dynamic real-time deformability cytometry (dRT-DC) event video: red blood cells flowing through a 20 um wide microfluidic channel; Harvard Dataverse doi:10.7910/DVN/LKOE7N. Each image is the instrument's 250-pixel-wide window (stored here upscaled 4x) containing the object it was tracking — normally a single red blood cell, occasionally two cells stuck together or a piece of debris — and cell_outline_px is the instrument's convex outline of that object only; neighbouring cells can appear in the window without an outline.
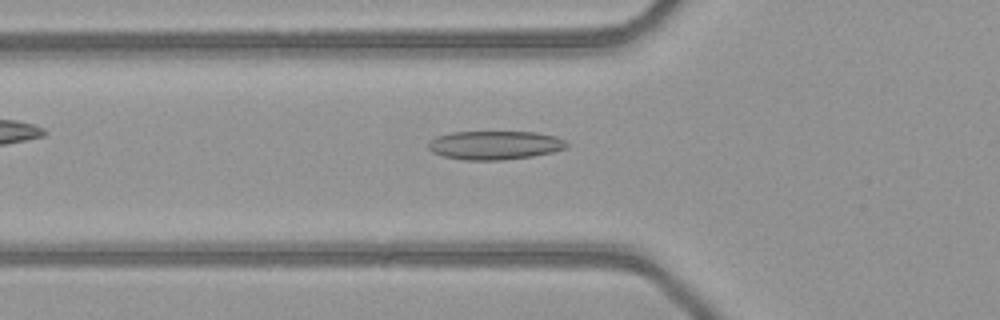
{"species": "common noctule bat (a hibernating species)", "species_latin": "Nyctalus noctula", "temperature_condition": "warm", "stored_images_in_passage": 35, "camera_frame_rate_fps": 3000, "um_per_image_px": 0.085, "animal": {"sex": "female", "body_mass_g": 21.9}, "frame": {"image": 1, "passage_image": 3, "time_ms": 0.667, "image_size_px": [1000, 320], "cell_outline_px": [[568, 144], [564, 148], [552, 152], [532, 156], [500, 160], [464, 160], [444, 156], [432, 152], [428, 148], [428, 144], [436, 136], [452, 132], [536, 132], [556, 136], [564, 140]], "centroid_in_image_um": [42.04, 12.33], "position_along_channel_um": 83.8, "area_um2": 23.0}}
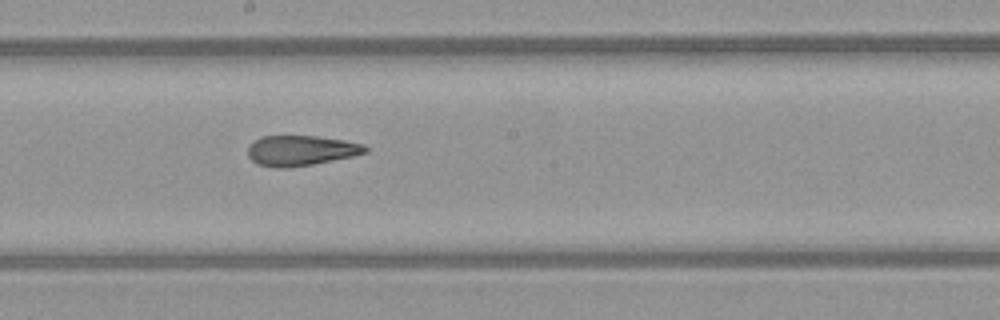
{"frame": {"image": 2, "passage_image": 13, "time_ms": 4.0, "image_size_px": [1000, 320], "cell_outline_px": [[368, 152], [352, 156], [312, 164], [284, 168], [276, 168], [256, 164], [248, 156], [248, 148], [256, 140], [264, 136], [316, 136], [344, 140], [364, 144], [368, 148]], "centroid_in_image_um": [25.59, 12.8], "position_along_channel_um": 222.6, "area_um2": 20.52}}
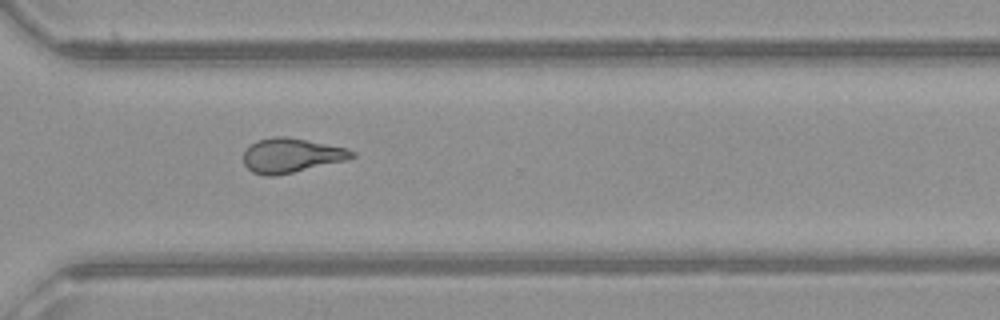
{"frame": {"image": 3, "passage_image": 22, "time_ms": 7.0, "image_size_px": [1000, 320], "cell_outline_px": [[356, 156], [348, 160], [276, 176], [264, 176], [252, 172], [244, 164], [244, 152], [256, 140], [272, 136], [284, 136], [308, 140], [348, 148], [356, 152]], "centroid_in_image_um": [24.79, 13.21], "position_along_channel_um": 345.8, "area_um2": 21.96}, "authors_computed_cell_mechanics": {"area_um2": 21.5594, "velocity_mm_per_s": 4.1207, "shape_relaxation_time_tau1_ms": null, "shape_relaxation_time_tau2_ms": 2.628, "deformation_change_tau1": null, "deformation_change_tau2": 0.0968}}